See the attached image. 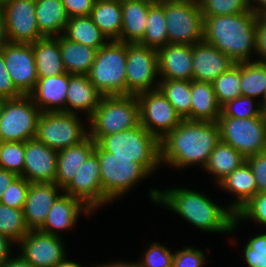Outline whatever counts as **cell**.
Instances as JSON below:
<instances>
[{"instance_id": "cell-1", "label": "cell", "mask_w": 266, "mask_h": 267, "mask_svg": "<svg viewBox=\"0 0 266 267\" xmlns=\"http://www.w3.org/2000/svg\"><path fill=\"white\" fill-rule=\"evenodd\" d=\"M220 141L217 122L183 119L160 140L161 161L176 167L198 162L205 167L210 154Z\"/></svg>"}, {"instance_id": "cell-2", "label": "cell", "mask_w": 266, "mask_h": 267, "mask_svg": "<svg viewBox=\"0 0 266 267\" xmlns=\"http://www.w3.org/2000/svg\"><path fill=\"white\" fill-rule=\"evenodd\" d=\"M258 16L248 10L239 14L204 18V41L226 54L235 63L250 61V51L256 50Z\"/></svg>"}, {"instance_id": "cell-3", "label": "cell", "mask_w": 266, "mask_h": 267, "mask_svg": "<svg viewBox=\"0 0 266 267\" xmlns=\"http://www.w3.org/2000/svg\"><path fill=\"white\" fill-rule=\"evenodd\" d=\"M151 197L205 231L230 232L238 224V218L230 208H220L204 195L186 188L161 193L154 190Z\"/></svg>"}, {"instance_id": "cell-4", "label": "cell", "mask_w": 266, "mask_h": 267, "mask_svg": "<svg viewBox=\"0 0 266 267\" xmlns=\"http://www.w3.org/2000/svg\"><path fill=\"white\" fill-rule=\"evenodd\" d=\"M114 157L133 158L149 174L161 162L160 140L149 133L141 124L138 126L103 136L97 142Z\"/></svg>"}, {"instance_id": "cell-5", "label": "cell", "mask_w": 266, "mask_h": 267, "mask_svg": "<svg viewBox=\"0 0 266 267\" xmlns=\"http://www.w3.org/2000/svg\"><path fill=\"white\" fill-rule=\"evenodd\" d=\"M127 43L112 40L97 50L88 73L103 96H126Z\"/></svg>"}, {"instance_id": "cell-6", "label": "cell", "mask_w": 266, "mask_h": 267, "mask_svg": "<svg viewBox=\"0 0 266 267\" xmlns=\"http://www.w3.org/2000/svg\"><path fill=\"white\" fill-rule=\"evenodd\" d=\"M89 120L91 124L89 136L95 142L103 136L138 126L140 115L136 95L103 96Z\"/></svg>"}, {"instance_id": "cell-7", "label": "cell", "mask_w": 266, "mask_h": 267, "mask_svg": "<svg viewBox=\"0 0 266 267\" xmlns=\"http://www.w3.org/2000/svg\"><path fill=\"white\" fill-rule=\"evenodd\" d=\"M168 43L194 45L204 40V17L197 0H164Z\"/></svg>"}, {"instance_id": "cell-8", "label": "cell", "mask_w": 266, "mask_h": 267, "mask_svg": "<svg viewBox=\"0 0 266 267\" xmlns=\"http://www.w3.org/2000/svg\"><path fill=\"white\" fill-rule=\"evenodd\" d=\"M94 151L100 162L103 197L109 202L129 190L136 182L149 174L133 158L114 157L95 142Z\"/></svg>"}, {"instance_id": "cell-9", "label": "cell", "mask_w": 266, "mask_h": 267, "mask_svg": "<svg viewBox=\"0 0 266 267\" xmlns=\"http://www.w3.org/2000/svg\"><path fill=\"white\" fill-rule=\"evenodd\" d=\"M41 113L29 95L6 99L0 116V142H26L35 138Z\"/></svg>"}, {"instance_id": "cell-10", "label": "cell", "mask_w": 266, "mask_h": 267, "mask_svg": "<svg viewBox=\"0 0 266 267\" xmlns=\"http://www.w3.org/2000/svg\"><path fill=\"white\" fill-rule=\"evenodd\" d=\"M220 139L231 145L245 158L266 151V123L264 117L231 118L217 120Z\"/></svg>"}, {"instance_id": "cell-11", "label": "cell", "mask_w": 266, "mask_h": 267, "mask_svg": "<svg viewBox=\"0 0 266 267\" xmlns=\"http://www.w3.org/2000/svg\"><path fill=\"white\" fill-rule=\"evenodd\" d=\"M75 113L42 112L35 138L55 151H61L84 141L86 134Z\"/></svg>"}, {"instance_id": "cell-12", "label": "cell", "mask_w": 266, "mask_h": 267, "mask_svg": "<svg viewBox=\"0 0 266 267\" xmlns=\"http://www.w3.org/2000/svg\"><path fill=\"white\" fill-rule=\"evenodd\" d=\"M136 98L139 104L140 124L159 140L183 120L158 88L140 93Z\"/></svg>"}, {"instance_id": "cell-13", "label": "cell", "mask_w": 266, "mask_h": 267, "mask_svg": "<svg viewBox=\"0 0 266 267\" xmlns=\"http://www.w3.org/2000/svg\"><path fill=\"white\" fill-rule=\"evenodd\" d=\"M158 75V52L139 43H127L126 96L150 91Z\"/></svg>"}, {"instance_id": "cell-14", "label": "cell", "mask_w": 266, "mask_h": 267, "mask_svg": "<svg viewBox=\"0 0 266 267\" xmlns=\"http://www.w3.org/2000/svg\"><path fill=\"white\" fill-rule=\"evenodd\" d=\"M6 33L10 43H34L43 38L35 16V0H5Z\"/></svg>"}, {"instance_id": "cell-15", "label": "cell", "mask_w": 266, "mask_h": 267, "mask_svg": "<svg viewBox=\"0 0 266 267\" xmlns=\"http://www.w3.org/2000/svg\"><path fill=\"white\" fill-rule=\"evenodd\" d=\"M5 67L16 89L29 95L38 80L32 43H10L3 48Z\"/></svg>"}, {"instance_id": "cell-16", "label": "cell", "mask_w": 266, "mask_h": 267, "mask_svg": "<svg viewBox=\"0 0 266 267\" xmlns=\"http://www.w3.org/2000/svg\"><path fill=\"white\" fill-rule=\"evenodd\" d=\"M63 191L81 200L91 211L103 205V203L105 204L108 202L103 197L100 162L95 151L89 155L75 177Z\"/></svg>"}, {"instance_id": "cell-17", "label": "cell", "mask_w": 266, "mask_h": 267, "mask_svg": "<svg viewBox=\"0 0 266 267\" xmlns=\"http://www.w3.org/2000/svg\"><path fill=\"white\" fill-rule=\"evenodd\" d=\"M21 257L34 267H54L65 258L58 235L30 230L19 242Z\"/></svg>"}, {"instance_id": "cell-18", "label": "cell", "mask_w": 266, "mask_h": 267, "mask_svg": "<svg viewBox=\"0 0 266 267\" xmlns=\"http://www.w3.org/2000/svg\"><path fill=\"white\" fill-rule=\"evenodd\" d=\"M57 151L36 138L25 142L24 168L20 175L30 183H55Z\"/></svg>"}, {"instance_id": "cell-19", "label": "cell", "mask_w": 266, "mask_h": 267, "mask_svg": "<svg viewBox=\"0 0 266 267\" xmlns=\"http://www.w3.org/2000/svg\"><path fill=\"white\" fill-rule=\"evenodd\" d=\"M193 80L213 82L236 63L204 40L192 45Z\"/></svg>"}, {"instance_id": "cell-20", "label": "cell", "mask_w": 266, "mask_h": 267, "mask_svg": "<svg viewBox=\"0 0 266 267\" xmlns=\"http://www.w3.org/2000/svg\"><path fill=\"white\" fill-rule=\"evenodd\" d=\"M157 52L162 80H193L192 45L168 43Z\"/></svg>"}, {"instance_id": "cell-21", "label": "cell", "mask_w": 266, "mask_h": 267, "mask_svg": "<svg viewBox=\"0 0 266 267\" xmlns=\"http://www.w3.org/2000/svg\"><path fill=\"white\" fill-rule=\"evenodd\" d=\"M56 183H30L23 207L24 219L30 230H38L45 222L47 215L60 196Z\"/></svg>"}, {"instance_id": "cell-22", "label": "cell", "mask_w": 266, "mask_h": 267, "mask_svg": "<svg viewBox=\"0 0 266 267\" xmlns=\"http://www.w3.org/2000/svg\"><path fill=\"white\" fill-rule=\"evenodd\" d=\"M68 86L69 73L67 72L61 75L38 78L29 96L41 112L64 111L74 113L72 109L63 107V105L66 104Z\"/></svg>"}, {"instance_id": "cell-23", "label": "cell", "mask_w": 266, "mask_h": 267, "mask_svg": "<svg viewBox=\"0 0 266 267\" xmlns=\"http://www.w3.org/2000/svg\"><path fill=\"white\" fill-rule=\"evenodd\" d=\"M82 210L86 214L91 211L78 198L68 194L60 195L53 203L44 224L38 230L47 234L57 235L54 229L71 228Z\"/></svg>"}, {"instance_id": "cell-24", "label": "cell", "mask_w": 266, "mask_h": 267, "mask_svg": "<svg viewBox=\"0 0 266 267\" xmlns=\"http://www.w3.org/2000/svg\"><path fill=\"white\" fill-rule=\"evenodd\" d=\"M156 0H121L122 30L118 41L139 43L146 30L149 7Z\"/></svg>"}, {"instance_id": "cell-25", "label": "cell", "mask_w": 266, "mask_h": 267, "mask_svg": "<svg viewBox=\"0 0 266 267\" xmlns=\"http://www.w3.org/2000/svg\"><path fill=\"white\" fill-rule=\"evenodd\" d=\"M95 149V141L88 136L81 143L57 152V175L55 183L62 190L75 177L80 167Z\"/></svg>"}, {"instance_id": "cell-26", "label": "cell", "mask_w": 266, "mask_h": 267, "mask_svg": "<svg viewBox=\"0 0 266 267\" xmlns=\"http://www.w3.org/2000/svg\"><path fill=\"white\" fill-rule=\"evenodd\" d=\"M32 48L38 78L66 73L60 51V36L43 37L32 43Z\"/></svg>"}, {"instance_id": "cell-27", "label": "cell", "mask_w": 266, "mask_h": 267, "mask_svg": "<svg viewBox=\"0 0 266 267\" xmlns=\"http://www.w3.org/2000/svg\"><path fill=\"white\" fill-rule=\"evenodd\" d=\"M221 115L213 84L191 81V121L217 122Z\"/></svg>"}, {"instance_id": "cell-28", "label": "cell", "mask_w": 266, "mask_h": 267, "mask_svg": "<svg viewBox=\"0 0 266 267\" xmlns=\"http://www.w3.org/2000/svg\"><path fill=\"white\" fill-rule=\"evenodd\" d=\"M103 95L90 82L88 75L69 74V86L67 90L66 105L75 110H85L90 118Z\"/></svg>"}, {"instance_id": "cell-29", "label": "cell", "mask_w": 266, "mask_h": 267, "mask_svg": "<svg viewBox=\"0 0 266 267\" xmlns=\"http://www.w3.org/2000/svg\"><path fill=\"white\" fill-rule=\"evenodd\" d=\"M219 184L237 195L236 203L230 207L235 214L257 194L256 179L247 162L228 174Z\"/></svg>"}, {"instance_id": "cell-30", "label": "cell", "mask_w": 266, "mask_h": 267, "mask_svg": "<svg viewBox=\"0 0 266 267\" xmlns=\"http://www.w3.org/2000/svg\"><path fill=\"white\" fill-rule=\"evenodd\" d=\"M35 16L44 37L64 33L69 20L61 0H35Z\"/></svg>"}, {"instance_id": "cell-31", "label": "cell", "mask_w": 266, "mask_h": 267, "mask_svg": "<svg viewBox=\"0 0 266 267\" xmlns=\"http://www.w3.org/2000/svg\"><path fill=\"white\" fill-rule=\"evenodd\" d=\"M60 51L66 72L78 75H88L97 53L96 48L70 41L63 35H60Z\"/></svg>"}, {"instance_id": "cell-32", "label": "cell", "mask_w": 266, "mask_h": 267, "mask_svg": "<svg viewBox=\"0 0 266 267\" xmlns=\"http://www.w3.org/2000/svg\"><path fill=\"white\" fill-rule=\"evenodd\" d=\"M90 17L110 40H119L122 30L121 0H96Z\"/></svg>"}, {"instance_id": "cell-33", "label": "cell", "mask_w": 266, "mask_h": 267, "mask_svg": "<svg viewBox=\"0 0 266 267\" xmlns=\"http://www.w3.org/2000/svg\"><path fill=\"white\" fill-rule=\"evenodd\" d=\"M63 36L70 41L99 50L107 42V37L102 33L90 16L71 17L65 27Z\"/></svg>"}, {"instance_id": "cell-34", "label": "cell", "mask_w": 266, "mask_h": 267, "mask_svg": "<svg viewBox=\"0 0 266 267\" xmlns=\"http://www.w3.org/2000/svg\"><path fill=\"white\" fill-rule=\"evenodd\" d=\"M245 162L246 158L241 153L220 141L210 154L205 168L209 173L216 175L219 183Z\"/></svg>"}, {"instance_id": "cell-35", "label": "cell", "mask_w": 266, "mask_h": 267, "mask_svg": "<svg viewBox=\"0 0 266 267\" xmlns=\"http://www.w3.org/2000/svg\"><path fill=\"white\" fill-rule=\"evenodd\" d=\"M147 26L139 44L158 50L168 44L164 0H156L148 9Z\"/></svg>"}, {"instance_id": "cell-36", "label": "cell", "mask_w": 266, "mask_h": 267, "mask_svg": "<svg viewBox=\"0 0 266 267\" xmlns=\"http://www.w3.org/2000/svg\"><path fill=\"white\" fill-rule=\"evenodd\" d=\"M158 85L181 118L191 120V81L162 80Z\"/></svg>"}, {"instance_id": "cell-37", "label": "cell", "mask_w": 266, "mask_h": 267, "mask_svg": "<svg viewBox=\"0 0 266 267\" xmlns=\"http://www.w3.org/2000/svg\"><path fill=\"white\" fill-rule=\"evenodd\" d=\"M240 87L242 96L262 95L266 89V63L240 62Z\"/></svg>"}, {"instance_id": "cell-38", "label": "cell", "mask_w": 266, "mask_h": 267, "mask_svg": "<svg viewBox=\"0 0 266 267\" xmlns=\"http://www.w3.org/2000/svg\"><path fill=\"white\" fill-rule=\"evenodd\" d=\"M212 84L220 107L239 97L241 95L240 62L222 73Z\"/></svg>"}, {"instance_id": "cell-39", "label": "cell", "mask_w": 266, "mask_h": 267, "mask_svg": "<svg viewBox=\"0 0 266 267\" xmlns=\"http://www.w3.org/2000/svg\"><path fill=\"white\" fill-rule=\"evenodd\" d=\"M29 231L23 209L0 204V233L2 235L18 243Z\"/></svg>"}, {"instance_id": "cell-40", "label": "cell", "mask_w": 266, "mask_h": 267, "mask_svg": "<svg viewBox=\"0 0 266 267\" xmlns=\"http://www.w3.org/2000/svg\"><path fill=\"white\" fill-rule=\"evenodd\" d=\"M25 142H0V168L18 176L23 173Z\"/></svg>"}, {"instance_id": "cell-41", "label": "cell", "mask_w": 266, "mask_h": 267, "mask_svg": "<svg viewBox=\"0 0 266 267\" xmlns=\"http://www.w3.org/2000/svg\"><path fill=\"white\" fill-rule=\"evenodd\" d=\"M203 17L239 14L249 10V0H197Z\"/></svg>"}, {"instance_id": "cell-42", "label": "cell", "mask_w": 266, "mask_h": 267, "mask_svg": "<svg viewBox=\"0 0 266 267\" xmlns=\"http://www.w3.org/2000/svg\"><path fill=\"white\" fill-rule=\"evenodd\" d=\"M253 102L254 101L251 97L240 95L239 97L233 99L232 101H229L221 107V115L219 117H231L240 119L262 117V108L260 106L259 108H252ZM243 105H246L245 107L247 108L243 109Z\"/></svg>"}, {"instance_id": "cell-43", "label": "cell", "mask_w": 266, "mask_h": 267, "mask_svg": "<svg viewBox=\"0 0 266 267\" xmlns=\"http://www.w3.org/2000/svg\"><path fill=\"white\" fill-rule=\"evenodd\" d=\"M29 184L30 182L18 176L4 192L0 204L16 209H23L29 190Z\"/></svg>"}, {"instance_id": "cell-44", "label": "cell", "mask_w": 266, "mask_h": 267, "mask_svg": "<svg viewBox=\"0 0 266 267\" xmlns=\"http://www.w3.org/2000/svg\"><path fill=\"white\" fill-rule=\"evenodd\" d=\"M244 255L249 267H266V234L251 238L245 246Z\"/></svg>"}, {"instance_id": "cell-45", "label": "cell", "mask_w": 266, "mask_h": 267, "mask_svg": "<svg viewBox=\"0 0 266 267\" xmlns=\"http://www.w3.org/2000/svg\"><path fill=\"white\" fill-rule=\"evenodd\" d=\"M237 218H251L266 225V192L252 197L237 213Z\"/></svg>"}, {"instance_id": "cell-46", "label": "cell", "mask_w": 266, "mask_h": 267, "mask_svg": "<svg viewBox=\"0 0 266 267\" xmlns=\"http://www.w3.org/2000/svg\"><path fill=\"white\" fill-rule=\"evenodd\" d=\"M174 253L156 243L146 252L145 259L138 262L140 267H172Z\"/></svg>"}, {"instance_id": "cell-47", "label": "cell", "mask_w": 266, "mask_h": 267, "mask_svg": "<svg viewBox=\"0 0 266 267\" xmlns=\"http://www.w3.org/2000/svg\"><path fill=\"white\" fill-rule=\"evenodd\" d=\"M246 162L255 176L257 194L266 192V151L248 156Z\"/></svg>"}, {"instance_id": "cell-48", "label": "cell", "mask_w": 266, "mask_h": 267, "mask_svg": "<svg viewBox=\"0 0 266 267\" xmlns=\"http://www.w3.org/2000/svg\"><path fill=\"white\" fill-rule=\"evenodd\" d=\"M204 261L203 252L187 247L174 253L172 267H202Z\"/></svg>"}, {"instance_id": "cell-49", "label": "cell", "mask_w": 266, "mask_h": 267, "mask_svg": "<svg viewBox=\"0 0 266 267\" xmlns=\"http://www.w3.org/2000/svg\"><path fill=\"white\" fill-rule=\"evenodd\" d=\"M21 96L22 94L16 89L6 70L3 51L0 49V97L15 99Z\"/></svg>"}, {"instance_id": "cell-50", "label": "cell", "mask_w": 266, "mask_h": 267, "mask_svg": "<svg viewBox=\"0 0 266 267\" xmlns=\"http://www.w3.org/2000/svg\"><path fill=\"white\" fill-rule=\"evenodd\" d=\"M69 18L90 16L96 0H61Z\"/></svg>"}, {"instance_id": "cell-51", "label": "cell", "mask_w": 266, "mask_h": 267, "mask_svg": "<svg viewBox=\"0 0 266 267\" xmlns=\"http://www.w3.org/2000/svg\"><path fill=\"white\" fill-rule=\"evenodd\" d=\"M256 51L263 57L258 62L266 63V18L258 17L256 25Z\"/></svg>"}, {"instance_id": "cell-52", "label": "cell", "mask_w": 266, "mask_h": 267, "mask_svg": "<svg viewBox=\"0 0 266 267\" xmlns=\"http://www.w3.org/2000/svg\"><path fill=\"white\" fill-rule=\"evenodd\" d=\"M18 177L17 174L0 168V200L4 195L6 189L11 185V183Z\"/></svg>"}, {"instance_id": "cell-53", "label": "cell", "mask_w": 266, "mask_h": 267, "mask_svg": "<svg viewBox=\"0 0 266 267\" xmlns=\"http://www.w3.org/2000/svg\"><path fill=\"white\" fill-rule=\"evenodd\" d=\"M11 241L6 236L0 233V266H3L10 258H9V247Z\"/></svg>"}, {"instance_id": "cell-54", "label": "cell", "mask_w": 266, "mask_h": 267, "mask_svg": "<svg viewBox=\"0 0 266 267\" xmlns=\"http://www.w3.org/2000/svg\"><path fill=\"white\" fill-rule=\"evenodd\" d=\"M7 33H6V25H5V17L3 10H0V49H2L8 43Z\"/></svg>"}, {"instance_id": "cell-55", "label": "cell", "mask_w": 266, "mask_h": 267, "mask_svg": "<svg viewBox=\"0 0 266 267\" xmlns=\"http://www.w3.org/2000/svg\"><path fill=\"white\" fill-rule=\"evenodd\" d=\"M0 267H34L29 262L25 261L21 256L9 259L3 266Z\"/></svg>"}, {"instance_id": "cell-56", "label": "cell", "mask_w": 266, "mask_h": 267, "mask_svg": "<svg viewBox=\"0 0 266 267\" xmlns=\"http://www.w3.org/2000/svg\"><path fill=\"white\" fill-rule=\"evenodd\" d=\"M257 1L260 5V9L258 8H254L251 5V0H249V9L252 10L258 17H266V0H255ZM254 2V0H253ZM262 7V8H261Z\"/></svg>"}, {"instance_id": "cell-57", "label": "cell", "mask_w": 266, "mask_h": 267, "mask_svg": "<svg viewBox=\"0 0 266 267\" xmlns=\"http://www.w3.org/2000/svg\"><path fill=\"white\" fill-rule=\"evenodd\" d=\"M98 267H140L139 263H123V262H119V263H110L107 265H102V266H98Z\"/></svg>"}, {"instance_id": "cell-58", "label": "cell", "mask_w": 266, "mask_h": 267, "mask_svg": "<svg viewBox=\"0 0 266 267\" xmlns=\"http://www.w3.org/2000/svg\"><path fill=\"white\" fill-rule=\"evenodd\" d=\"M54 267H82L79 264L73 262V261H68L65 258L59 262L56 266Z\"/></svg>"}, {"instance_id": "cell-59", "label": "cell", "mask_w": 266, "mask_h": 267, "mask_svg": "<svg viewBox=\"0 0 266 267\" xmlns=\"http://www.w3.org/2000/svg\"><path fill=\"white\" fill-rule=\"evenodd\" d=\"M263 97H264V100H263V102L260 104L261 106V108H262V110L266 107V89H265V91H264V93H263Z\"/></svg>"}, {"instance_id": "cell-60", "label": "cell", "mask_w": 266, "mask_h": 267, "mask_svg": "<svg viewBox=\"0 0 266 267\" xmlns=\"http://www.w3.org/2000/svg\"><path fill=\"white\" fill-rule=\"evenodd\" d=\"M5 101H6L5 98L0 97V116H1V112H2L3 106L5 104Z\"/></svg>"}, {"instance_id": "cell-61", "label": "cell", "mask_w": 266, "mask_h": 267, "mask_svg": "<svg viewBox=\"0 0 266 267\" xmlns=\"http://www.w3.org/2000/svg\"><path fill=\"white\" fill-rule=\"evenodd\" d=\"M262 114L266 123V107L263 109Z\"/></svg>"}, {"instance_id": "cell-62", "label": "cell", "mask_w": 266, "mask_h": 267, "mask_svg": "<svg viewBox=\"0 0 266 267\" xmlns=\"http://www.w3.org/2000/svg\"><path fill=\"white\" fill-rule=\"evenodd\" d=\"M5 0H0V10L3 8V3Z\"/></svg>"}]
</instances>
